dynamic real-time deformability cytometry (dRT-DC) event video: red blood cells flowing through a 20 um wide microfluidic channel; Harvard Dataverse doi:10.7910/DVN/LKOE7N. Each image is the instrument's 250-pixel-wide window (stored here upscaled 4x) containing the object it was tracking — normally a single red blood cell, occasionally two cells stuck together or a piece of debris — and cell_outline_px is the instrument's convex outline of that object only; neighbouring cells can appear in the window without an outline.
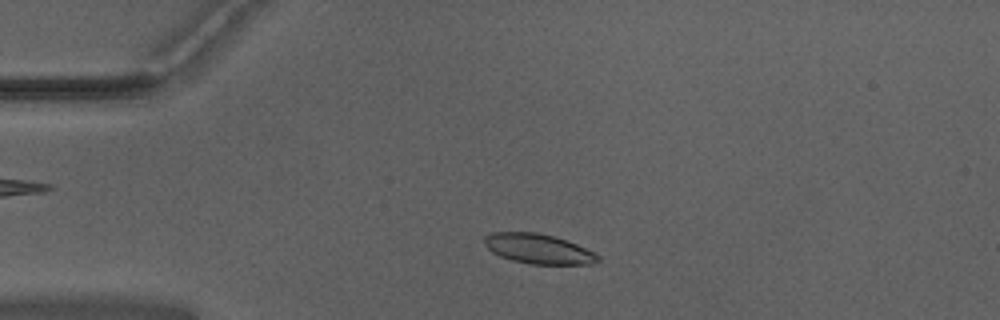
{"species": "Egyptian fruit bat (a non-hibernating species)", "species_latin": "Rousettus aegyptiacus", "temperature_condition": "warm", "stored_images_in_passage": 47, "camera_frame_rate_fps": 3000, "um_per_image_px": 0.085, "animal": {"sex": "male"}, "frame": {"image": 1, "passage_image": 7, "time_ms": 2.0, "image_size_px": [1000, 320], "cell_outline_px": [[600, 260], [592, 264], [532, 264], [512, 260], [500, 256], [492, 252], [484, 244], [484, 236], [492, 232], [536, 232], [552, 236], [576, 244], [600, 256]], "centroid_in_image_um": [45.72, 21.15], "position_along_channel_um": 39.3, "area_um2": 19.54}}
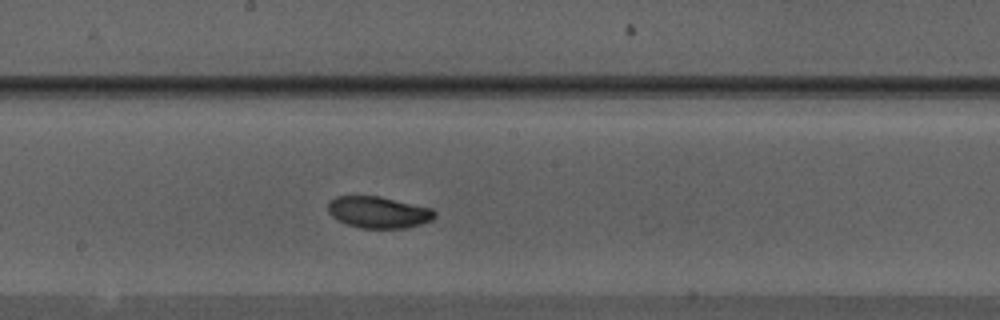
{"frame": {"image": 2, "passage_image": 23, "time_ms": 7.333, "image_size_px": [1000, 320], "cell_outline_px": [[436, 216], [432, 220], [408, 228], [360, 228], [336, 220], [328, 212], [328, 204], [336, 196], [380, 196], [432, 208], [436, 212]], "centroid_in_image_um": [32.19, 18.04], "position_along_channel_um": 216.0, "area_um2": 19.71}}
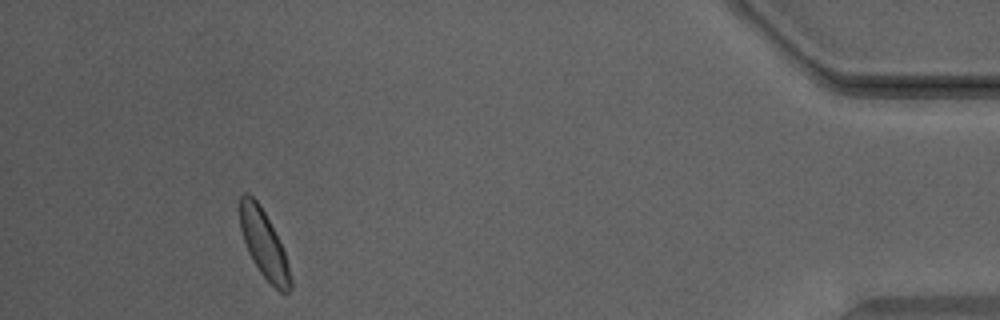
{"frame": {"image": 3, "passage_image": 43, "time_ms": 14.0, "image_size_px": [1000, 320], "cell_outline_px": [[292, 288], [288, 296], [284, 296], [260, 272], [252, 260], [248, 252], [240, 228], [240, 196], [244, 192], [248, 192], [260, 204], [284, 252], [288, 264], [292, 280]], "centroid_in_image_um": [22.44, 20.79], "position_along_channel_um": 412.8, "area_um2": 19.71}, "authors_computed_cell_mechanics": {"area_um2": 19.8832, "velocity_mm_per_s": 3.9251, "shape_relaxation_time_tau1_ms": 2.2385, "shape_relaxation_time_tau2_ms": null, "deformation_change_tau1": 0.1371, "deformation_change_tau2": null}}